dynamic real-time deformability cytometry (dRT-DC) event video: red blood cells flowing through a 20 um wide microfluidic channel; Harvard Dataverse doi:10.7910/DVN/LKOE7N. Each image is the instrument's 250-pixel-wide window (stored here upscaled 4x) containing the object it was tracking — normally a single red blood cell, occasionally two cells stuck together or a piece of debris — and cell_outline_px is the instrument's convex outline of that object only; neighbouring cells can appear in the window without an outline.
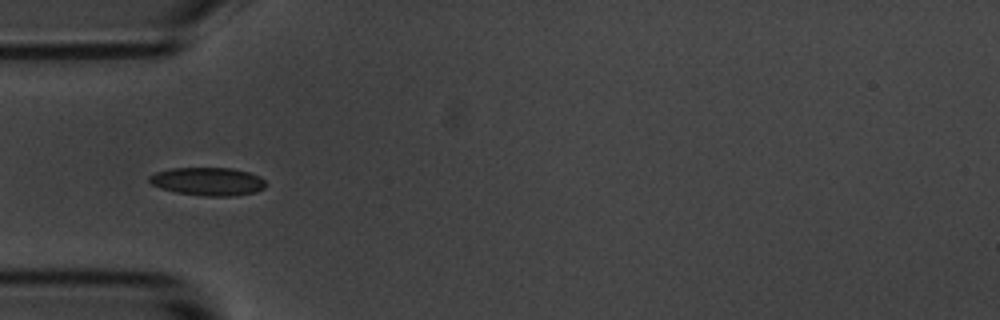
{"species": "common noctule bat (a hibernating species)", "species_latin": "Nyctalus noctula", "temperature_condition": "room temperature", "stored_images_in_passage": 11, "camera_frame_rate_fps": 3000, "um_per_image_px": 0.085, "animal": {"sex": "male", "body_mass_g": 20.1, "forearm_length_mm": 53.5}, "frame": {"image": 1, "passage_image": 1, "time_ms": 0.0, "image_size_px": [1000, 320], "cell_outline_px": [[268, 184], [264, 188], [256, 192], [236, 196], [204, 196], [176, 192], [160, 188], [152, 184], [148, 180], [148, 176], [156, 172], [172, 168], [232, 168], [248, 172], [260, 176]], "centroid_in_image_um": [17.69, 15.43], "position_along_channel_um": 67.3, "area_um2": 19.25}}
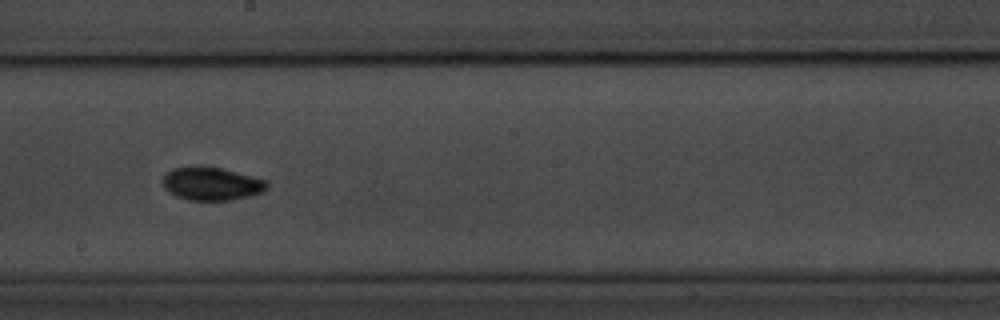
{"frame": {"image": 2, "passage_image": 5, "time_ms": 4.667, "image_size_px": [1000, 320], "cell_outline_px": [[268, 188], [264, 192], [252, 196], [228, 200], [188, 200], [176, 196], [168, 192], [164, 188], [164, 176], [172, 168], [220, 168], [268, 180]], "centroid_in_image_um": [18.04, 15.65], "position_along_channel_um": 230.2, "area_um2": 19.77}}
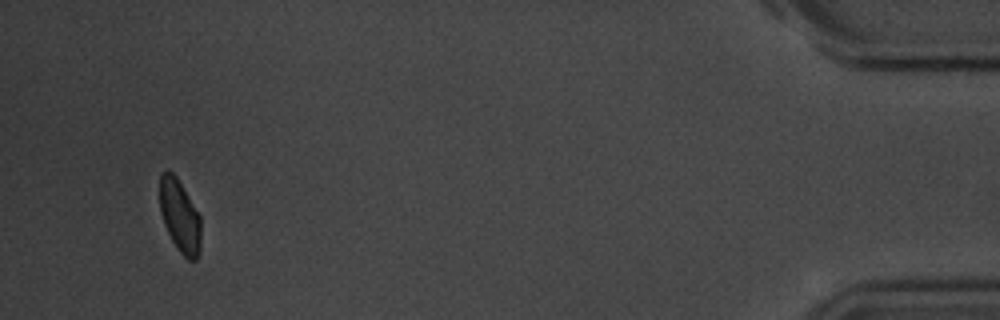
{"frame": {"image": 3, "passage_image": 11, "time_ms": 12.333, "image_size_px": [1000, 320], "cell_outline_px": [[200, 252], [196, 260], [188, 260], [176, 248], [164, 224], [160, 212], [160, 176], [168, 168], [176, 176], [200, 216]], "centroid_in_image_um": [15.28, 18.38], "position_along_channel_um": 419.9, "area_um2": 17.34}, "authors_computed_cell_mechanics": {"area_um2": 18.6694, "velocity_mm_per_s": 3.4766, "shape_relaxation_time_tau1_ms": 1.1111, "shape_relaxation_time_tau2_ms": null, "deformation_change_tau1": 0.0621, "deformation_change_tau2": null}}